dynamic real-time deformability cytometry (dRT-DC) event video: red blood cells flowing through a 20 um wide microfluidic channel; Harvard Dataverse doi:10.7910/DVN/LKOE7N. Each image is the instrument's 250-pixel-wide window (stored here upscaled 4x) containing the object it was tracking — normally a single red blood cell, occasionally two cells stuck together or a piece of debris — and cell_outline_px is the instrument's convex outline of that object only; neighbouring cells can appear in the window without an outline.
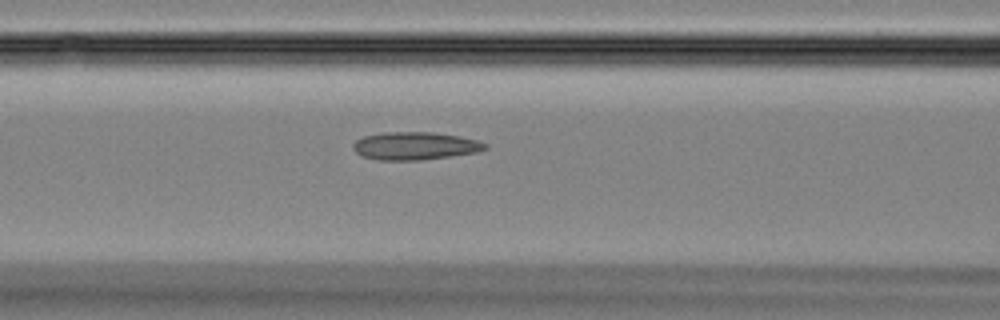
{"species": "Egyptian fruit bat (a non-hibernating species)", "species_latin": "Rousettus aegyptiacus", "temperature_condition": "room temperature", "stored_images_in_passage": 45, "camera_frame_rate_fps": 3000, "um_per_image_px": 0.085, "animal": {"sex": "female"}, "frame": {"image": 1, "passage_image": 19, "time_ms": 6.0, "image_size_px": [1000, 320], "cell_outline_px": [[488, 148], [476, 152], [420, 160], [376, 160], [364, 156], [356, 152], [352, 148], [352, 144], [356, 140], [364, 136], [384, 132], [432, 132], [460, 136], [476, 140], [488, 144]], "centroid_in_image_um": [35.26, 12.39], "position_along_channel_um": 131.3, "area_um2": 21.33}}
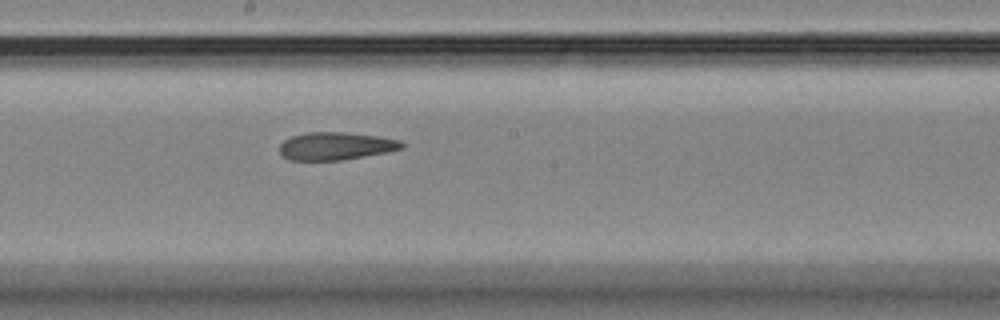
{"frame": {"image": 2, "passage_image": 25, "time_ms": 8.0, "image_size_px": [1000, 320], "cell_outline_px": [[404, 148], [388, 152], [344, 160], [288, 160], [280, 152], [280, 144], [284, 140], [292, 136], [308, 132], [344, 132], [380, 136], [400, 140], [404, 144]], "centroid_in_image_um": [28.57, 12.41], "position_along_channel_um": 219.6, "area_um2": 19.88}}
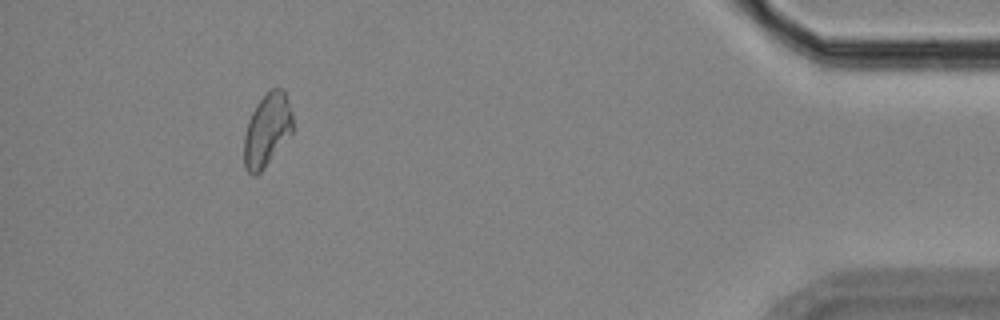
{"frame": {"image": 3, "passage_image": 42, "time_ms": 13.667, "image_size_px": [1000, 320], "cell_outline_px": [[292, 132], [264, 168], [256, 176], [252, 176], [244, 168], [244, 136], [248, 120], [256, 104], [272, 88], [284, 88], [292, 112]], "centroid_in_image_um": [22.68, 11.06], "position_along_channel_um": 412.5, "area_um2": 20.63}}